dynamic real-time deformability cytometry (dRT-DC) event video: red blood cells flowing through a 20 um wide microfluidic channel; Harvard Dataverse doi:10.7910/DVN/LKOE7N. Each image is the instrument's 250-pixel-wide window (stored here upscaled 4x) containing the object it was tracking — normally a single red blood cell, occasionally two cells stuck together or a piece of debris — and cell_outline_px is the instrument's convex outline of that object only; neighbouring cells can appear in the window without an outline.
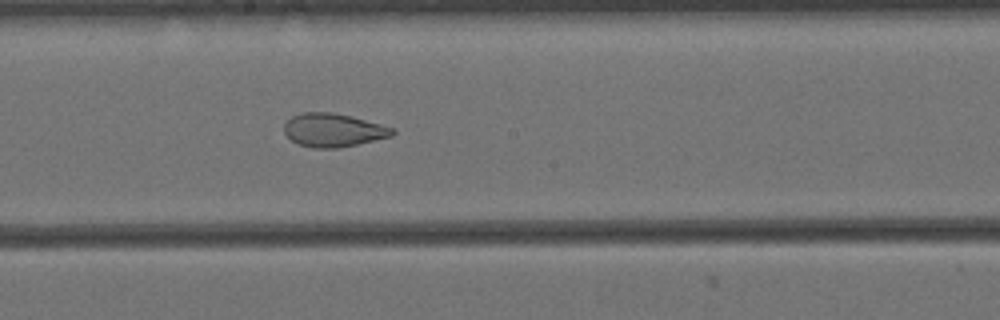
{"species": "Egyptian fruit bat (a non-hibernating species)", "species_latin": "Rousettus aegyptiacus", "temperature_condition": "cold", "stored_images_in_passage": 57, "camera_frame_rate_fps": 3000, "um_per_image_px": 0.085, "animal": {"sex": "female"}, "frame": {"image": 1, "passage_image": 30, "time_ms": 9.667, "image_size_px": [1000, 320], "cell_outline_px": [[396, 132], [392, 136], [356, 144], [336, 148], [312, 148], [300, 144], [292, 140], [284, 132], [284, 124], [292, 116], [300, 112], [328, 112], [348, 116], [396, 128]], "centroid_in_image_um": [28.32, 11.06], "position_along_channel_um": 219.9, "area_um2": 20.81}}
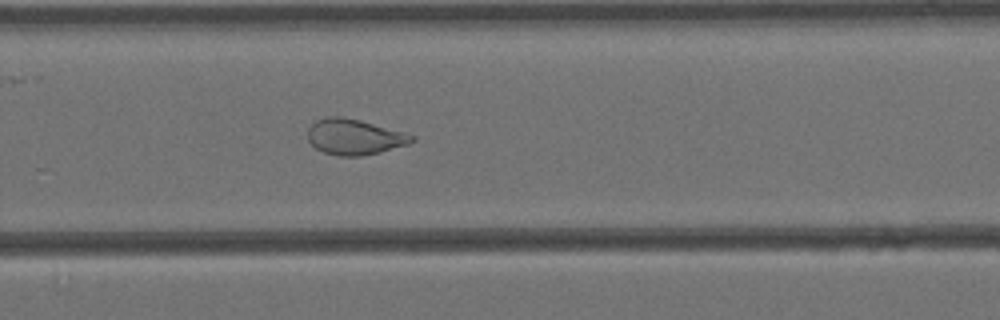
{"frame": {"image": 2, "passage_image": 37, "time_ms": 12.0, "image_size_px": [1000, 320], "cell_outline_px": [[416, 140], [408, 144], [380, 152], [360, 156], [336, 156], [324, 152], [316, 148], [308, 140], [308, 128], [316, 120], [324, 116], [340, 116], [360, 120], [404, 132], [416, 136]], "centroid_in_image_um": [30.12, 11.63], "position_along_channel_um": 299.7, "area_um2": 21.68}}
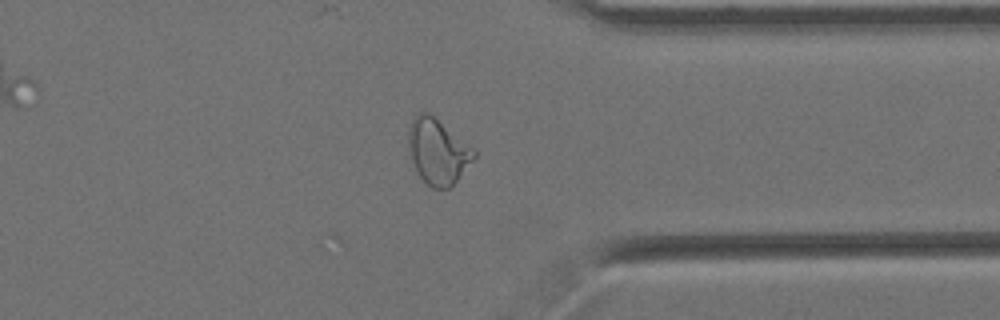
{"frame": {"image": 3, "passage_image": 44, "time_ms": 14.333, "image_size_px": [1000, 320], "cell_outline_px": [[476, 156], [456, 180], [448, 188], [432, 188], [420, 176], [412, 160], [408, 144], [408, 128], [412, 120], [420, 112], [428, 112], [472, 148], [476, 152]], "centroid_in_image_um": [37.18, 12.87], "position_along_channel_um": 374.2, "area_um2": 24.1}, "authors_computed_cell_mechanics": {"area_um2": 26.6458, "velocity_mm_per_s": 3.4507, "shape_relaxation_time_tau1_ms": null, "shape_relaxation_time_tau2_ms": 1.9976, "deformation_change_tau1": null, "deformation_change_tau2": 0.0882}}